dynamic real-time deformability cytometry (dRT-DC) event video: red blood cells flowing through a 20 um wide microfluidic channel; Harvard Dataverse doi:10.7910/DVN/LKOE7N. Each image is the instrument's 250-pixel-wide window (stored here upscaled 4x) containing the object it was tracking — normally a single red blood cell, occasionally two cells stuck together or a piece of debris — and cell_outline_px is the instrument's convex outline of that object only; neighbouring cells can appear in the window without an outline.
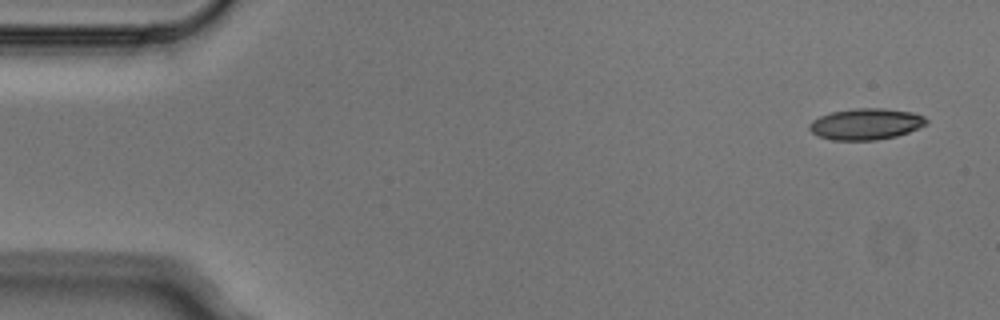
{"species": "Egyptian fruit bat (a non-hibernating species)", "species_latin": "Rousettus aegyptiacus", "temperature_condition": "cold", "stored_images_in_passage": 4, "camera_frame_rate_fps": 3000, "um_per_image_px": 0.085, "animal": {"sex": "male"}, "frame": {"image": 1, "passage_image": 1, "time_ms": 0.0, "image_size_px": [1000, 320], "cell_outline_px": [[928, 124], [908, 132], [896, 136], [876, 140], [832, 140], [820, 136], [812, 132], [808, 128], [808, 124], [812, 120], [820, 116], [832, 112], [856, 108], [884, 108], [912, 112], [924, 116], [928, 120]], "centroid_in_image_um": [73.61, 10.54], "position_along_channel_um": 11.4, "area_um2": 21.33}}
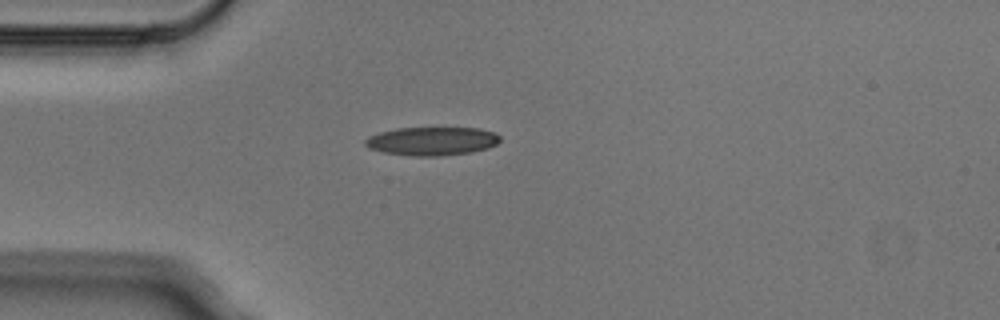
{"frame": {"image": 2, "passage_image": 4, "time_ms": 1.0, "image_size_px": [1000, 320], "cell_outline_px": [[500, 140], [496, 144], [488, 148], [472, 152], [440, 156], [416, 156], [384, 152], [368, 148], [364, 144], [364, 140], [368, 136], [380, 132], [396, 128], [480, 128], [496, 132], [500, 136]], "centroid_in_image_um": [36.73, 11.99], "position_along_channel_um": 48.3, "area_um2": 22.48}}